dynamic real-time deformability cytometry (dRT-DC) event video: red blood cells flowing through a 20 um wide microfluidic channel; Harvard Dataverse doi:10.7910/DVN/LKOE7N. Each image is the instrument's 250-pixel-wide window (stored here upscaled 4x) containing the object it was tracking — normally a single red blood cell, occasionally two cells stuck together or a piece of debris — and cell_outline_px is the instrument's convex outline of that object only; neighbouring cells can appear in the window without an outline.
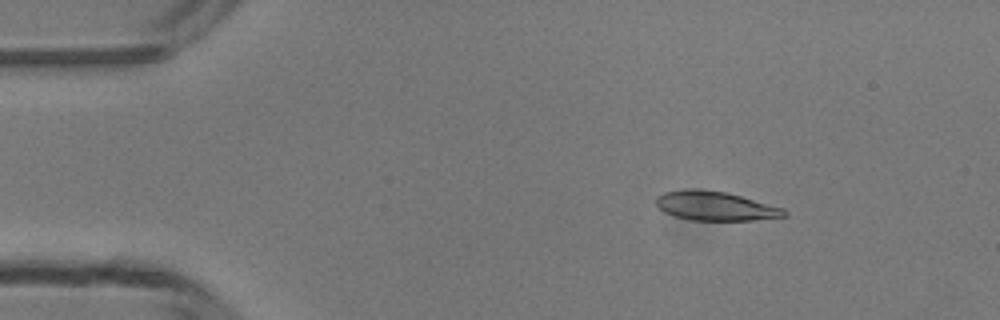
{"species": "common noctule bat (a hibernating species)", "species_latin": "Nyctalus noctula", "temperature_condition": "room temperature", "stored_images_in_passage": 6, "camera_frame_rate_fps": 3000, "um_per_image_px": 0.085, "animal": {"sex": "male", "body_mass_g": 13.3}, "frame": {"image": 1, "passage_image": 2, "time_ms": 1.0, "image_size_px": [1000, 320], "cell_outline_px": [[788, 216], [752, 220], [692, 220], [676, 216], [664, 212], [656, 204], [656, 196], [664, 192], [684, 188], [696, 188], [728, 192], [784, 208], [788, 212]], "centroid_in_image_um": [60.81, 17.49], "position_along_channel_um": 24.2, "area_um2": 21.96}}
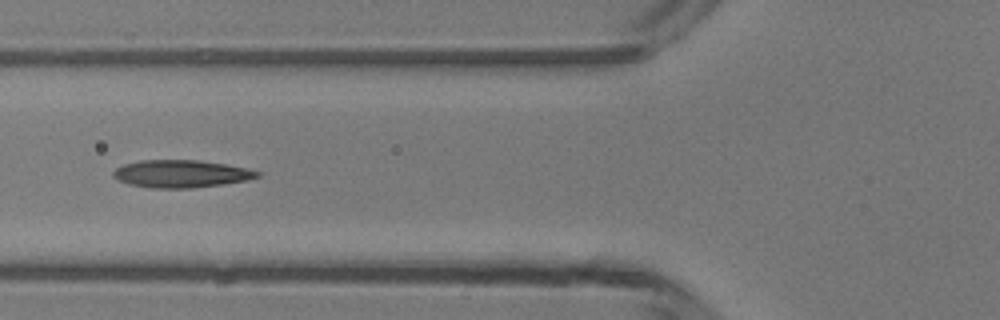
{"frame": {"image": 2, "passage_image": 5, "time_ms": 4.667, "image_size_px": [1000, 320], "cell_outline_px": [[260, 176], [248, 180], [192, 188], [152, 188], [128, 184], [112, 176], [112, 172], [116, 168], [124, 164], [140, 160], [196, 160], [224, 164], [244, 168], [260, 172]], "centroid_in_image_um": [15.35, 14.77], "position_along_channel_um": 110.5, "area_um2": 22.89}}
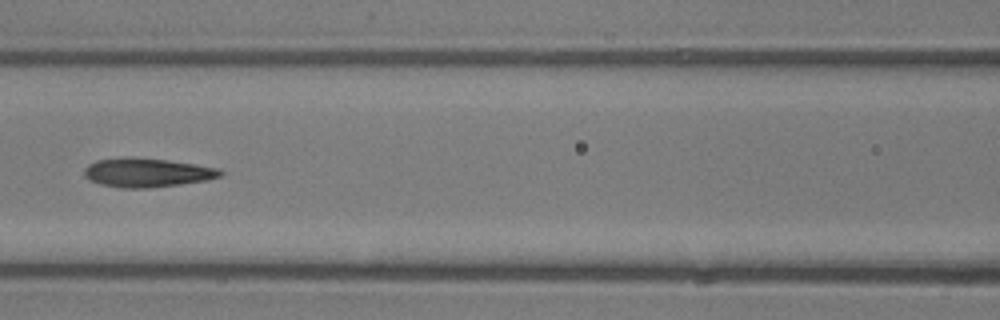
{"frame": {"image": 3, "passage_image": 6, "time_ms": 5.667, "image_size_px": [1000, 320], "cell_outline_px": [[224, 172], [220, 176], [204, 180], [180, 184], [148, 188], [120, 188], [100, 184], [88, 180], [84, 176], [84, 168], [88, 164], [96, 160], [124, 156], [132, 156], [168, 160], [220, 168]], "centroid_in_image_um": [12.43, 14.65], "position_along_channel_um": 154.2, "area_um2": 23.24}}